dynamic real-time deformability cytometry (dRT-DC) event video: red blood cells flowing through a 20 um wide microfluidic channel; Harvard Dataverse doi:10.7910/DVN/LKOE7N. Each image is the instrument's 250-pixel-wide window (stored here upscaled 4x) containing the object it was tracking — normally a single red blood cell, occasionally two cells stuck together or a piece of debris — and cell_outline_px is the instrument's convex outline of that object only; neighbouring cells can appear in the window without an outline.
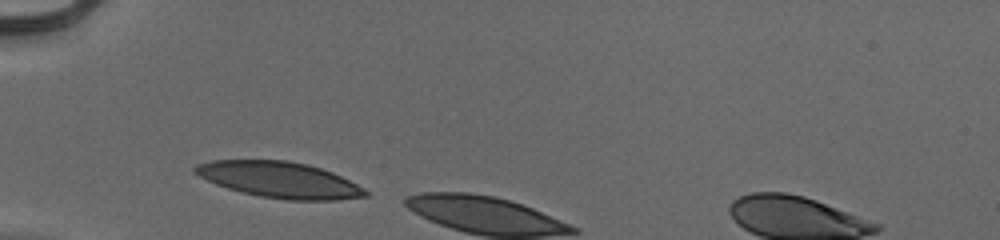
{"species": "human", "species_latin": "Homo sapiens", "temperature_condition": "cold", "stored_images_in_passage": 3, "camera_frame_rate_fps": 3000, "um_per_image_px": 0.085, "donor": {"sex": "male"}, "frame": {"image": 1, "passage_image": 1, "time_ms": 0.0, "image_size_px": [1000, 240], "cell_outline_px": [[368, 196], [336, 200], [288, 200], [260, 196], [228, 188], [216, 184], [192, 172], [192, 168], [196, 164], [212, 160], [288, 160], [308, 164], [332, 172], [364, 188], [368, 192]], "centroid_in_image_um": [23.74, 15.27], "position_along_channel_um": 61.3, "area_um2": 35.55}}